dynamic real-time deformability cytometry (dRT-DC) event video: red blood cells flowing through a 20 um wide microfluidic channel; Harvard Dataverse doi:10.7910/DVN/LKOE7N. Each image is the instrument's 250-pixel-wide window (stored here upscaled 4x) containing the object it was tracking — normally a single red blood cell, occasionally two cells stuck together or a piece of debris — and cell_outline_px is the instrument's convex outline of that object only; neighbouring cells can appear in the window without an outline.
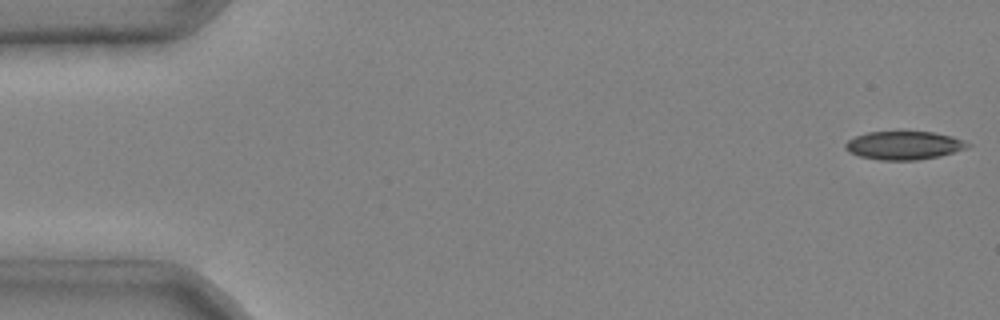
{"species": "common noctule bat (a hibernating species)", "species_latin": "Nyctalus noctula", "temperature_condition": "cold", "stored_images_in_passage": 5, "camera_frame_rate_fps": 3000, "um_per_image_px": 0.085, "animal": {"sex": "male", "body_mass_g": 20.4}, "frame": {"image": 1, "passage_image": 1, "time_ms": 0.0, "image_size_px": [1000, 320], "cell_outline_px": [[972, 144], [968, 148], [940, 156], [916, 160], [880, 160], [860, 156], [848, 152], [844, 148], [844, 144], [848, 140], [856, 136], [868, 132], [932, 132], [952, 136], [964, 140]], "centroid_in_image_um": [76.85, 12.36], "position_along_channel_um": 8.2, "area_um2": 20.23}}
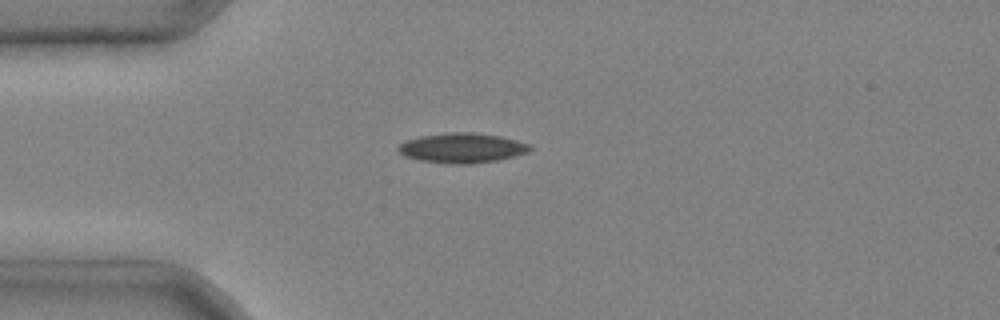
{"frame": {"image": 2, "passage_image": 4, "time_ms": 1.0, "image_size_px": [1000, 320], "cell_outline_px": [[532, 148], [528, 152], [496, 160], [468, 164], [456, 164], [420, 160], [404, 156], [396, 148], [400, 144], [408, 140], [420, 136], [448, 132], [472, 132], [500, 136], [532, 144]], "centroid_in_image_um": [39.28, 12.56], "position_along_channel_um": 45.7, "area_um2": 22.72}}